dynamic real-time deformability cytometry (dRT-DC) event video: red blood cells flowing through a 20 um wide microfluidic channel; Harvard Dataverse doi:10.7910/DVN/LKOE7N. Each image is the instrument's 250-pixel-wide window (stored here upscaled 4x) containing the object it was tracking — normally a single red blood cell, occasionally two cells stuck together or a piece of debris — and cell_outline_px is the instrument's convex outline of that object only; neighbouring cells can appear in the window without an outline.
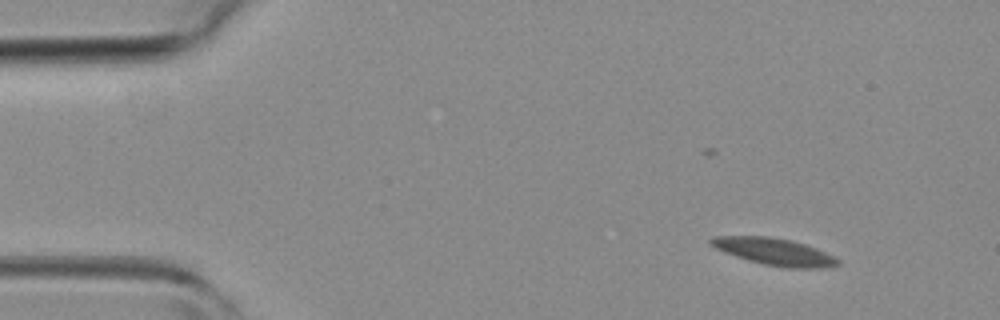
{"species": "common noctule bat (a hibernating species)", "species_latin": "Nyctalus noctula", "temperature_condition": "room temperature", "stored_images_in_passage": 5, "camera_frame_rate_fps": 3000, "um_per_image_px": 0.085, "animal": {"sex": "female", "body_mass_g": 19.3, "forearm_length_mm": 54.1}, "frame": {"image": 1, "passage_image": 2, "time_ms": 1.333, "image_size_px": [1000, 320], "cell_outline_px": [[840, 264], [824, 268], [784, 268], [764, 264], [748, 260], [724, 252], [716, 248], [708, 240], [712, 236], [768, 236], [792, 240], [816, 248], [840, 260]], "centroid_in_image_um": [65.82, 21.39], "position_along_channel_um": 19.2, "area_um2": 19.88}}